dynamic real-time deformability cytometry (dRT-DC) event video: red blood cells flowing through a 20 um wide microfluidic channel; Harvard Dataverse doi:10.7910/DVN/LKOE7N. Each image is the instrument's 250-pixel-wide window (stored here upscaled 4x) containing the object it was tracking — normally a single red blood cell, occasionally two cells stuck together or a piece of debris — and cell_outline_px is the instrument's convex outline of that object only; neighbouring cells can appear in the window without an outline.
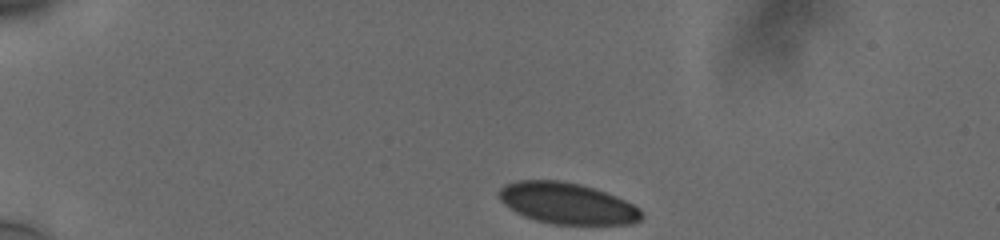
{"species": "human", "species_latin": "Homo sapiens", "temperature_condition": "cold", "stored_images_in_passage": 42, "camera_frame_rate_fps": 3000, "um_per_image_px": 0.085, "donor": {"sex": "male"}, "frame": {"image": 1, "passage_image": 1, "time_ms": 0.0, "image_size_px": [1000, 240], "cell_outline_px": [[644, 216], [640, 220], [632, 224], [552, 224], [536, 220], [524, 216], [516, 212], [504, 204], [500, 200], [500, 188], [504, 184], [516, 180], [560, 180], [580, 184], [616, 196], [640, 208]], "centroid_in_image_um": [48.21, 17.28], "position_along_channel_um": 36.8, "area_um2": 34.16}}
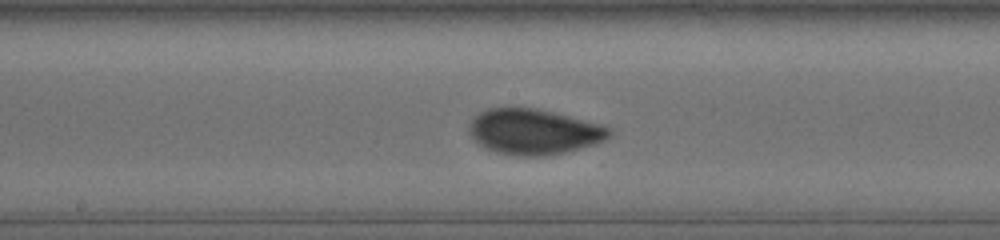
{"frame": {"image": 2, "passage_image": 20, "time_ms": 6.333, "image_size_px": [1000, 240], "cell_outline_px": [[612, 136], [596, 144], [548, 156], [516, 156], [496, 152], [480, 144], [468, 132], [468, 124], [472, 116], [488, 108], [536, 108], [600, 124], [612, 128]], "centroid_in_image_um": [45.37, 11.2], "position_along_channel_um": 202.8, "area_um2": 37.17}}
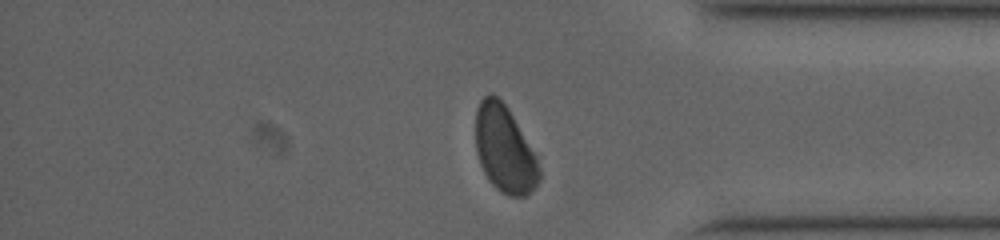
{"frame": {"image": 3, "passage_image": 37, "time_ms": 11.667, "image_size_px": [1000, 240], "cell_outline_px": [[540, 180], [524, 196], [508, 196], [500, 192], [488, 180], [480, 164], [476, 148], [476, 108], [480, 100], [484, 96], [496, 96], [508, 108], [536, 156], [540, 168]], "centroid_in_image_um": [42.88, 12.71], "position_along_channel_um": 392.3, "area_um2": 31.79}, "authors_computed_cell_mechanics": {"area_um2": 36.3273, "velocity_mm_per_s": 3.7277, "shape_relaxation_time_tau1_ms": 4.6455, "shape_relaxation_time_tau2_ms": null, "deformation_change_tau1": 0.0929, "deformation_change_tau2": null}}